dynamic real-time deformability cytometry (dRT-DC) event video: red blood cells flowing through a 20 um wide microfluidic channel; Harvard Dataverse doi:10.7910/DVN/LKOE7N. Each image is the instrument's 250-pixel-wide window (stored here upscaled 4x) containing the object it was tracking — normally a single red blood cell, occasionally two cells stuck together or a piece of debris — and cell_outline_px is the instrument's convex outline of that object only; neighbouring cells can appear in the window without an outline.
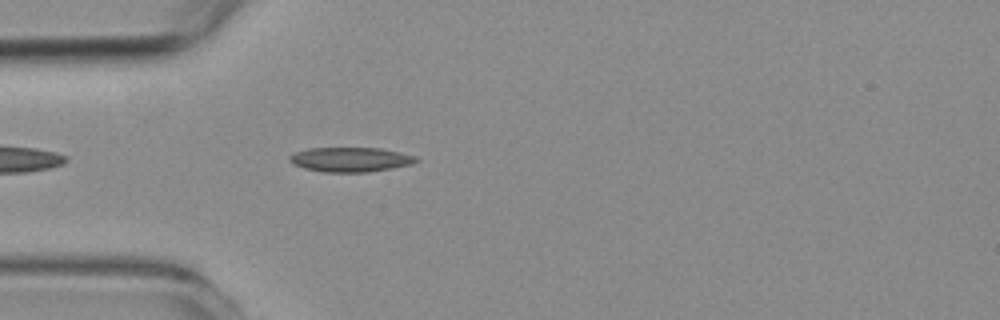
{"species": "common noctule bat (a hibernating species)", "species_latin": "Nyctalus noctula", "temperature_condition": "room temperature", "stored_images_in_passage": 8, "camera_frame_rate_fps": 3000, "um_per_image_px": 0.085, "animal": {"sex": "female", "body_mass_g": 19.3, "forearm_length_mm": 54.1}, "frame": {"image": 1, "passage_image": 4, "time_ms": 1.0, "image_size_px": [1000, 320], "cell_outline_px": [[420, 160], [412, 164], [392, 168], [368, 172], [324, 172], [304, 168], [292, 164], [288, 160], [288, 156], [296, 152], [308, 148], [380, 148], [400, 152], [416, 156]], "centroid_in_image_um": [29.78, 13.56], "position_along_channel_um": 55.2, "area_um2": 18.21}}